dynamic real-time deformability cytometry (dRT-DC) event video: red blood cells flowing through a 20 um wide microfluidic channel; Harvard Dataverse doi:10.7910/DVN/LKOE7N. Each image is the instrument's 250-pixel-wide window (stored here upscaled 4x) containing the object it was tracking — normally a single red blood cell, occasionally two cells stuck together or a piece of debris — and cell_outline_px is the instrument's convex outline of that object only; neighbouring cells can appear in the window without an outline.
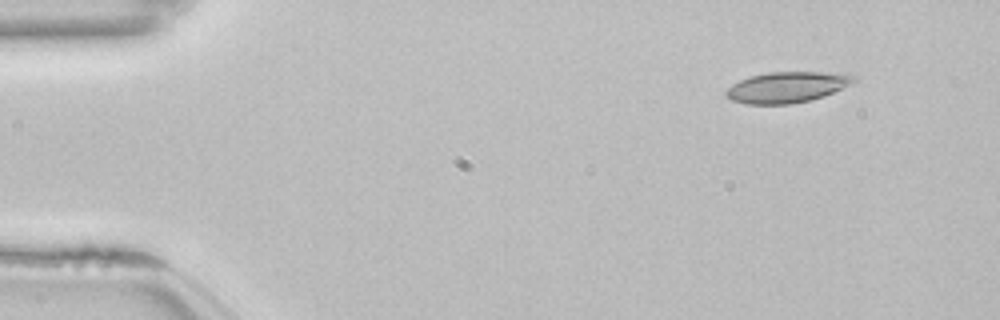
{"species": "common noctule bat (a hibernating species)", "species_latin": "Nyctalus noctula", "temperature_condition": "room temperature", "stored_images_in_passage": 49, "camera_frame_rate_fps": 3000, "um_per_image_px": 0.085, "animal": {"sex": "female", "body_mass_g": 22.7, "forearm_length_mm": 54.2}, "frame": {"image": 1, "passage_image": 1, "time_ms": 0.0, "image_size_px": [1000, 320], "cell_outline_px": [[856, 80], [824, 96], [792, 104], [744, 104], [732, 100], [724, 96], [724, 92], [732, 84], [748, 76], [768, 72], [820, 72], [856, 76]], "centroid_in_image_um": [66.78, 7.42], "position_along_channel_um": 18.2, "area_um2": 22.72}}
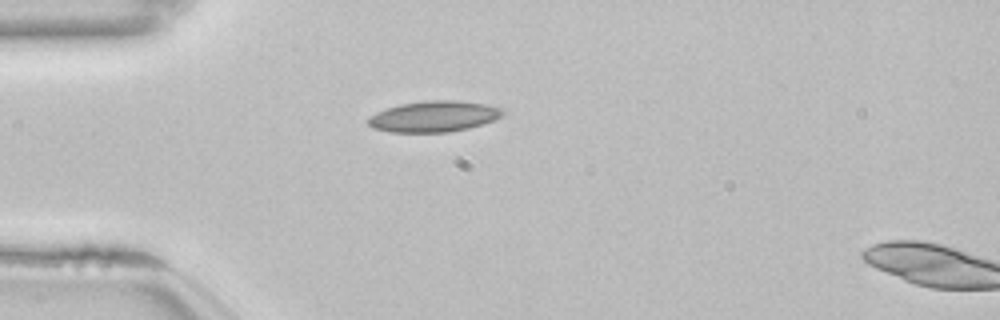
{"frame": {"image": 2, "passage_image": 10, "time_ms": 3.0, "image_size_px": [1000, 320], "cell_outline_px": [[504, 112], [500, 116], [492, 120], [468, 128], [448, 132], [392, 132], [372, 128], [368, 124], [368, 116], [376, 112], [400, 104], [432, 100], [456, 100], [488, 104], [500, 108]], "centroid_in_image_um": [36.84, 9.89], "position_along_channel_um": 48.2, "area_um2": 24.04}}
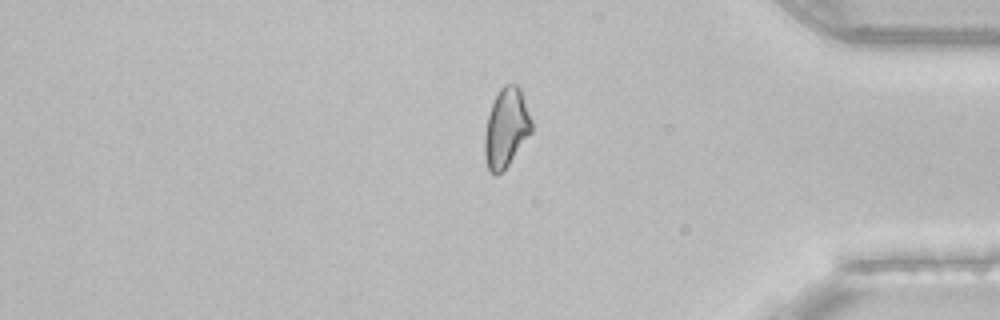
{"frame": {"image": 3, "passage_image": 40, "time_ms": 13.0, "image_size_px": [1000, 320], "cell_outline_px": [[532, 132], [508, 164], [496, 176], [492, 176], [488, 172], [484, 156], [484, 132], [488, 116], [492, 104], [500, 88], [504, 84], [516, 84], [520, 88], [532, 120]], "centroid_in_image_um": [43.01, 10.89], "position_along_channel_um": 392.2, "area_um2": 21.68}, "authors_computed_cell_mechanics": {"area_um2": 22.1374, "velocity_mm_per_s": 3.8438, "shape_relaxation_time_tau1_ms": null, "shape_relaxation_time_tau2_ms": 3.787, "deformation_change_tau1": null, "deformation_change_tau2": 0.0986}}